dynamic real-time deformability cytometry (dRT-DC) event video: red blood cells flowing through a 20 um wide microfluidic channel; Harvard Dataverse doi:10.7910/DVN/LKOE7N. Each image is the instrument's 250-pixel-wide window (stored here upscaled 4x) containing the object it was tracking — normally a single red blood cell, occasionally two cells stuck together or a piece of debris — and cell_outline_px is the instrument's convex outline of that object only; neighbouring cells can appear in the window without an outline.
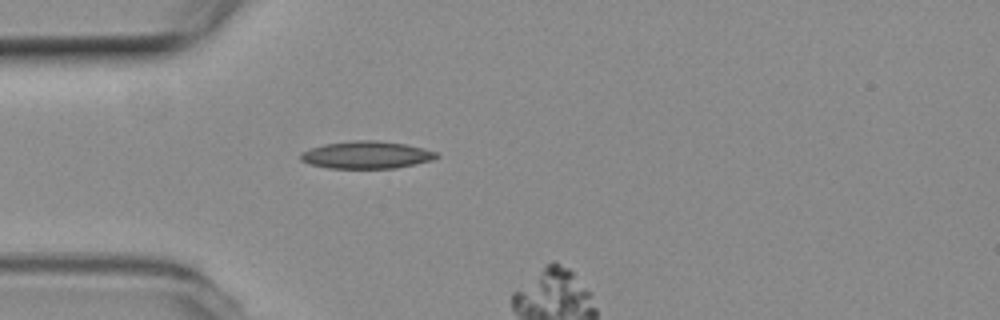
{"species": "common noctule bat (a hibernating species)", "species_latin": "Nyctalus noctula", "temperature_condition": "room temperature", "stored_images_in_passage": 13, "camera_frame_rate_fps": 3000, "um_per_image_px": 0.085, "animal": {"sex": "female", "body_mass_g": 19.3, "forearm_length_mm": 54.1}, "frame": {"image": 1, "passage_image": 10, "time_ms": 3.0, "image_size_px": [1000, 320], "cell_outline_px": [[440, 156], [432, 160], [396, 168], [328, 168], [308, 164], [300, 160], [300, 152], [324, 144], [352, 140], [380, 140], [404, 144], [424, 148], [436, 152]], "centroid_in_image_um": [31.13, 13.16], "position_along_channel_um": 53.9, "area_um2": 21.79}}